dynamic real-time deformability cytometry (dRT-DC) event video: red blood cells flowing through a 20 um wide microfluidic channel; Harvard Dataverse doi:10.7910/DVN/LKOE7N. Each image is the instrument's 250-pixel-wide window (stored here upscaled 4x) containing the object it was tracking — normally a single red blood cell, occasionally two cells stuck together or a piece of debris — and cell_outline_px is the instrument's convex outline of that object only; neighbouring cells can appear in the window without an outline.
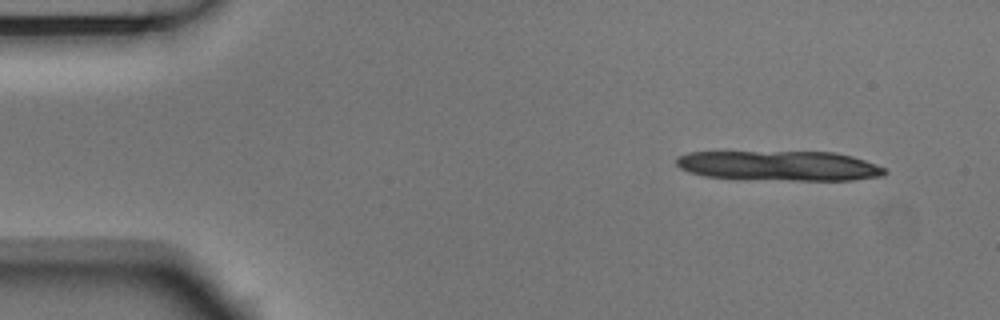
{"species": "Egyptian fruit bat (a non-hibernating species)", "species_latin": "Rousettus aegyptiacus", "temperature_condition": "room temperature", "stored_images_in_passage": 2, "camera_frame_rate_fps": 3000, "um_per_image_px": 0.085, "animal": {"sex": "male"}, "frame": {"image": 1, "passage_image": 2, "time_ms": 0.333, "image_size_px": [1000, 320], "cell_outline_px": [[888, 172], [884, 176], [852, 180], [792, 180], [704, 176], [688, 172], [680, 168], [676, 164], [676, 156], [688, 152], [836, 152], [852, 156], [876, 164], [884, 168]], "centroid_in_image_um": [66.27, 14.08], "position_along_channel_um": 18.7, "area_um2": 36.18}}